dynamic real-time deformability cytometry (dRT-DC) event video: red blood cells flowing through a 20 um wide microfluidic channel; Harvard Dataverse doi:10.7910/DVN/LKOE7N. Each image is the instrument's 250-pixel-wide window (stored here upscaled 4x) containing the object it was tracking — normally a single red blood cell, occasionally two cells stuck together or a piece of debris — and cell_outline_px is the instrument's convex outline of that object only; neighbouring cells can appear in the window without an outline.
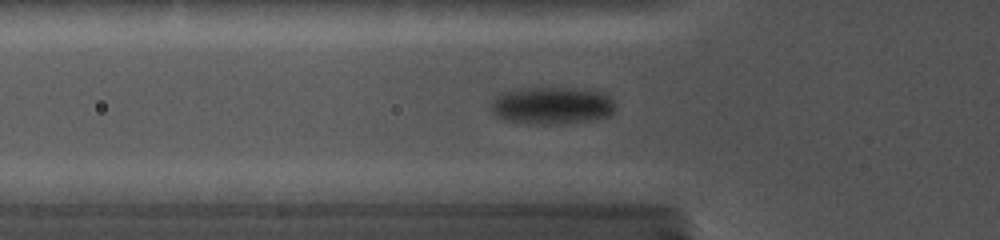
{"species": "common noctule bat (a hibernating species)", "species_latin": "Nyctalus noctula", "temperature_condition": "cold", "stored_images_in_passage": 38, "camera_frame_rate_fps": 5000, "um_per_image_px": 0.085, "animal": {"sex": "female", "body_mass_g": 19.0, "forearm_length_mm": 56.7}, "frame": {"image": 1, "passage_image": 14, "time_ms": 5.8, "image_size_px": [1000, 240], "cell_outline_px": [[612, 112], [608, 116], [592, 120], [560, 124], [532, 124], [504, 120], [496, 116], [492, 112], [492, 104], [500, 96], [512, 92], [528, 88], [552, 88], [592, 92], [608, 96], [612, 100]], "centroid_in_image_um": [46.89, 9.03], "position_along_channel_um": 78.9, "area_um2": 25.72}}
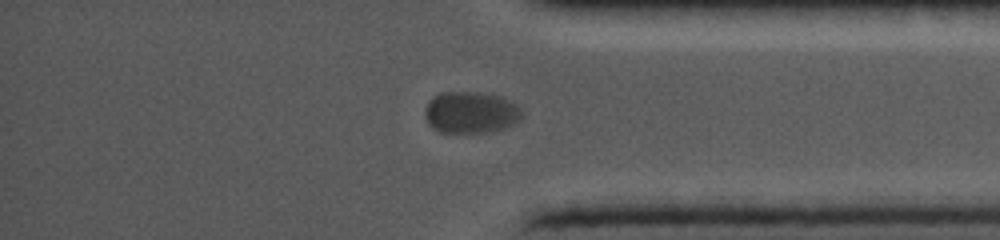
{"frame": {"image": 2, "passage_image": 32, "time_ms": 14.4, "image_size_px": [1000, 240], "cell_outline_px": [[524, 116], [516, 124], [508, 128], [488, 132], [440, 132], [432, 128], [428, 124], [424, 112], [428, 100], [444, 92], [472, 92], [496, 96], [516, 104], [520, 108]], "centroid_in_image_um": [40.03, 9.58], "position_along_channel_um": 395.2, "area_um2": 23.52}}
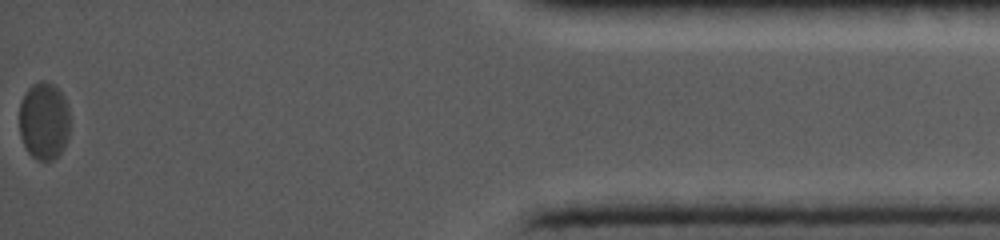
{"frame": {"image": 3, "passage_image": 38, "time_ms": 17.0, "image_size_px": [1000, 240], "cell_outline_px": [[68, 136], [64, 148], [52, 160], [36, 160], [28, 152], [20, 136], [20, 104], [28, 88], [32, 84], [52, 84], [64, 96], [68, 104]], "centroid_in_image_um": [3.74, 10.32], "position_along_channel_um": 431.5, "area_um2": 22.43}}